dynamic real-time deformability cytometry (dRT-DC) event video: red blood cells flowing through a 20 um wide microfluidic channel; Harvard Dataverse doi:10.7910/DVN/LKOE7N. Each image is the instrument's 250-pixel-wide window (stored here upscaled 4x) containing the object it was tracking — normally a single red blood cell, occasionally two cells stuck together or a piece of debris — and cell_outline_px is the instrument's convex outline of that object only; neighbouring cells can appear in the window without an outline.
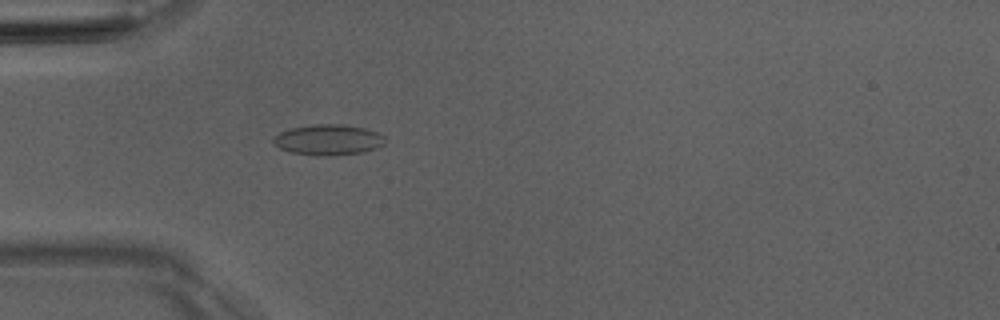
{"species": "Egyptian fruit bat (a non-hibernating species)", "species_latin": "Rousettus aegyptiacus", "temperature_condition": "room temperature", "stored_images_in_passage": 1, "camera_frame_rate_fps": 3000, "um_per_image_px": 0.085, "animal": {"sex": "male"}, "frame": {"image": 1, "passage_image": 1, "time_ms": 0.0, "image_size_px": [1000, 320], "cell_outline_px": [[388, 140], [384, 144], [376, 148], [364, 152], [332, 156], [312, 156], [292, 152], [280, 148], [272, 144], [272, 136], [280, 132], [292, 128], [312, 124], [344, 124], [364, 128], [376, 132], [384, 136]], "centroid_in_image_um": [27.89, 11.89], "position_along_channel_um": 57.1, "area_um2": 20.29}}